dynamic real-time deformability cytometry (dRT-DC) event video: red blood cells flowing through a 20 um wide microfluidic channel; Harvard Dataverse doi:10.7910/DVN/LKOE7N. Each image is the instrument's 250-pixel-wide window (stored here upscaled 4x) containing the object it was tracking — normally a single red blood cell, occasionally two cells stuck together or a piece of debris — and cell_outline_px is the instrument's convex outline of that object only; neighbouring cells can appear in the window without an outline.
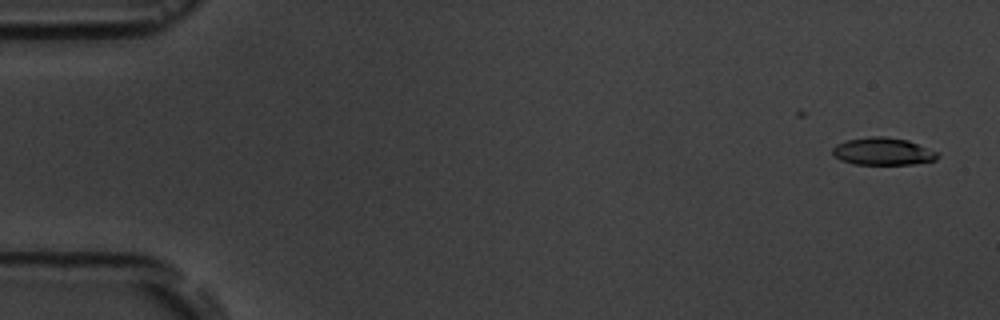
{"species": "common noctule bat (a hibernating species)", "species_latin": "Nyctalus noctula", "temperature_condition": "room temperature", "stored_images_in_passage": 5, "camera_frame_rate_fps": 3000, "um_per_image_px": 0.085, "animal": {"sex": "male", "body_mass_g": 19.5, "forearm_length_mm": 54.6}, "frame": {"image": 1, "passage_image": 1, "time_ms": 0.0, "image_size_px": [1000, 320], "cell_outline_px": [[940, 156], [936, 160], [912, 164], [856, 164], [840, 160], [832, 152], [832, 148], [836, 144], [848, 140], [868, 136], [884, 136], [908, 140], [936, 152]], "centroid_in_image_um": [75.03, 12.86], "position_along_channel_um": 10.0, "area_um2": 16.65}}
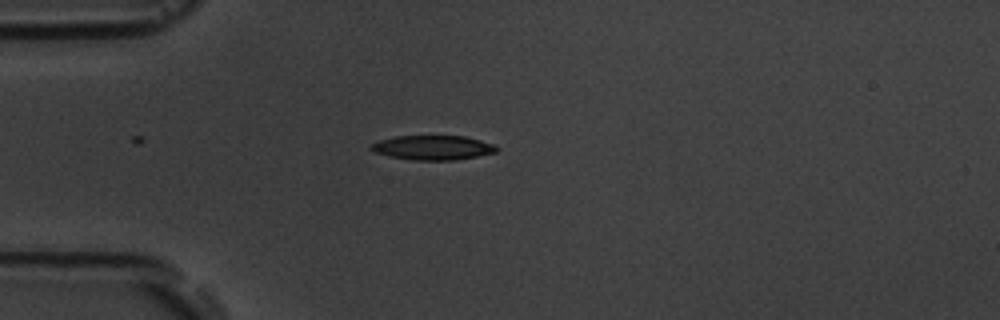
{"frame": {"image": 2, "passage_image": 5, "time_ms": 4.333, "image_size_px": [1000, 320], "cell_outline_px": [[500, 148], [496, 152], [456, 160], [416, 160], [388, 156], [376, 152], [368, 148], [372, 144], [380, 140], [396, 136], [464, 136], [480, 140], [492, 144]], "centroid_in_image_um": [36.8, 12.55], "position_along_channel_um": 48.2, "area_um2": 17.74}}